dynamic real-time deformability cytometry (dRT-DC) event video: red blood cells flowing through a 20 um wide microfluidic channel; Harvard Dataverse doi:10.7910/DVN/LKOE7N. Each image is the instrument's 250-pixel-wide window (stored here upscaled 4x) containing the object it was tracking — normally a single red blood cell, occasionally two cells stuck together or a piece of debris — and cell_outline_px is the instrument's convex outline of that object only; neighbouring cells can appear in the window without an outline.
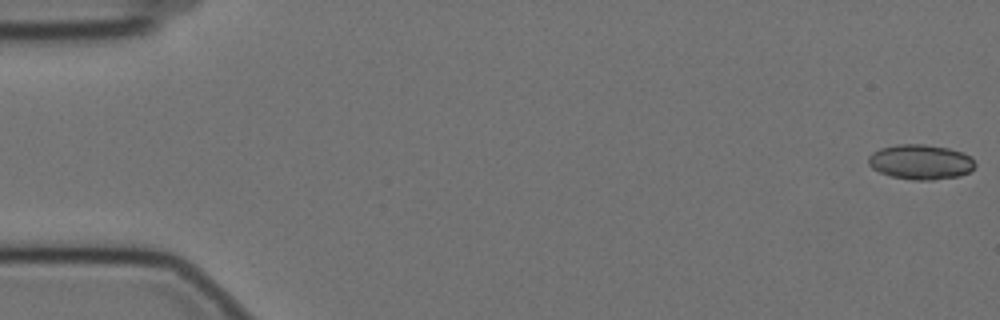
{"species": "Egyptian fruit bat (a non-hibernating species)", "species_latin": "Rousettus aegyptiacus", "temperature_condition": "cold", "stored_images_in_passage": 58, "camera_frame_rate_fps": 3000, "um_per_image_px": 0.085, "animal": {"sex": "female"}, "frame": {"image": 1, "passage_image": 1, "time_ms": 0.0, "image_size_px": [1000, 320], "cell_outline_px": [[976, 164], [968, 172], [960, 176], [932, 180], [912, 180], [892, 176], [880, 172], [872, 168], [868, 164], [868, 156], [872, 152], [880, 148], [896, 144], [924, 144], [948, 148], [960, 152], [968, 156]], "centroid_in_image_um": [78.2, 13.76], "position_along_channel_um": 6.8, "area_um2": 21.62}}
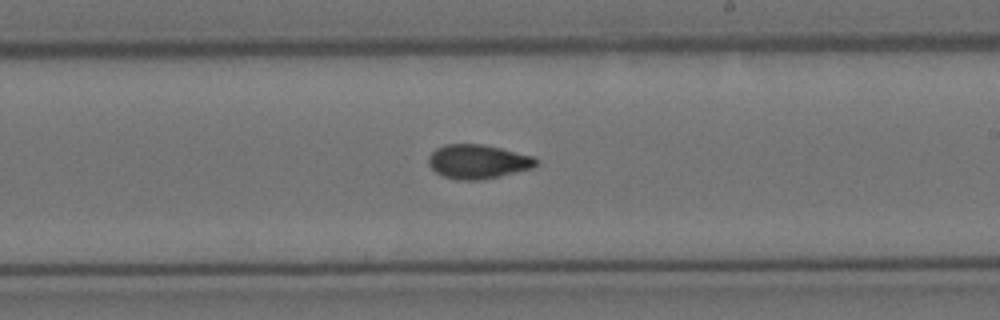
{"frame": {"image": 2, "passage_image": 34, "time_ms": 11.0, "image_size_px": [1000, 320], "cell_outline_px": [[540, 160], [532, 168], [500, 176], [480, 180], [456, 180], [444, 176], [436, 172], [428, 164], [428, 156], [436, 148], [444, 144], [480, 144], [500, 148], [532, 156]], "centroid_in_image_um": [40.6, 13.74], "position_along_channel_um": 248.4, "area_um2": 21.33}}
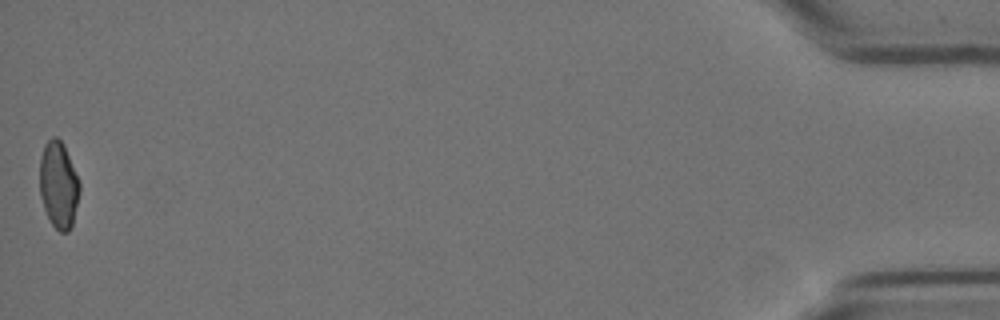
{"frame": {"image": 3, "passage_image": 58, "time_ms": 19.0, "image_size_px": [1000, 320], "cell_outline_px": [[80, 192], [72, 228], [68, 232], [60, 232], [52, 224], [44, 208], [40, 196], [40, 156], [44, 144], [52, 136], [56, 136], [64, 144], [80, 184]], "centroid_in_image_um": [4.98, 15.71], "position_along_channel_um": 430.2, "area_um2": 20.29}, "authors_computed_cell_mechanics": {"area_um2": 21.0392, "velocity_mm_per_s": 3.4903, "shape_relaxation_time_tau1_ms": null, "shape_relaxation_time_tau2_ms": 2.9236, "deformation_change_tau1": null, "deformation_change_tau2": 0.0727}}